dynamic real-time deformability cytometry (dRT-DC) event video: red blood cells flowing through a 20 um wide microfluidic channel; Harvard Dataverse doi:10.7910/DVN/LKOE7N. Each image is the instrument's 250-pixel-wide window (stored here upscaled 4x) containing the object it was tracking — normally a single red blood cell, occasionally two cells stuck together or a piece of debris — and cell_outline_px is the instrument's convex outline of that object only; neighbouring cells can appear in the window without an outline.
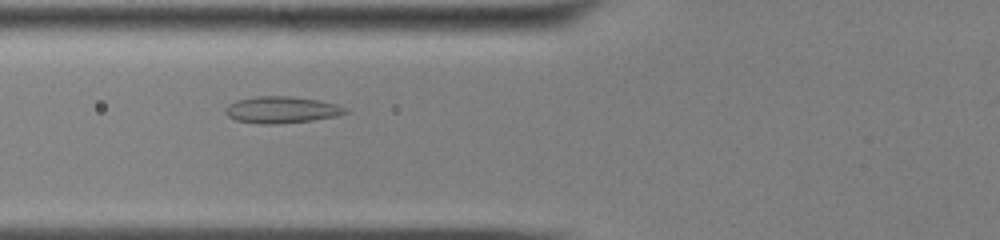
{"species": "common noctule bat (a hibernating species)", "species_latin": "Nyctalus noctula", "temperature_condition": "cold", "stored_images_in_passage": 43, "camera_frame_rate_fps": 3000, "um_per_image_px": 0.085, "animal": {"sex": "male", "body_mass_g": 13.0, "forearm_length_mm": 53.1}, "frame": {"image": 1, "passage_image": 10, "time_ms": 3.0, "image_size_px": [1000, 240], "cell_outline_px": [[348, 112], [336, 116], [312, 120], [272, 124], [264, 124], [236, 120], [228, 116], [224, 112], [224, 108], [228, 104], [236, 100], [256, 96], [292, 96], [316, 100], [336, 104], [348, 108]], "centroid_in_image_um": [23.91, 9.32], "position_along_channel_um": 101.9, "area_um2": 18.55}}
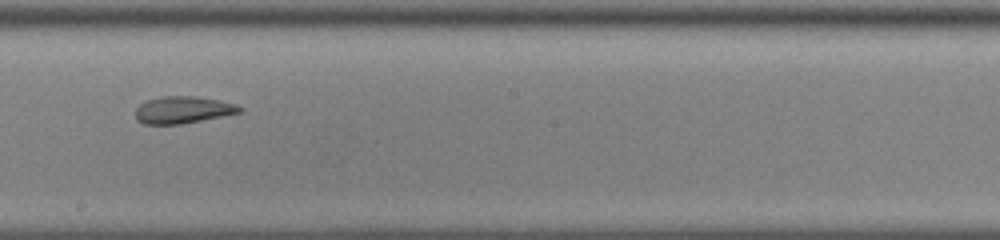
{"frame": {"image": 2, "passage_image": 21, "time_ms": 6.667, "image_size_px": [1000, 240], "cell_outline_px": [[244, 108], [240, 112], [180, 124], [144, 124], [136, 120], [136, 108], [140, 104], [148, 100], [160, 96], [192, 96], [220, 100], [236, 104]], "centroid_in_image_um": [15.52, 9.33], "position_along_channel_um": 232.7, "area_um2": 16.24}}
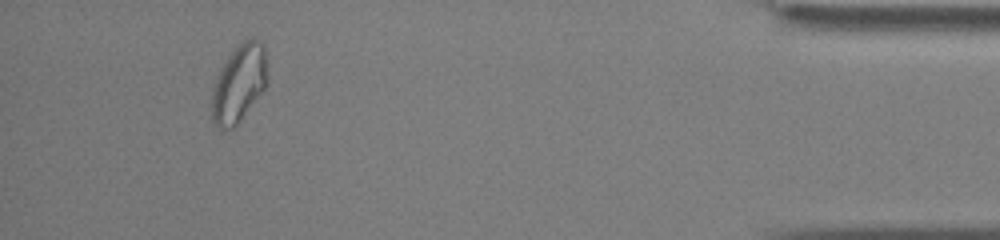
{"frame": {"image": 3, "passage_image": 41, "time_ms": 13.333, "image_size_px": [1000, 240], "cell_outline_px": [[268, 76], [264, 88], [236, 124], [232, 128], [216, 128], [212, 120], [212, 88], [216, 76], [224, 60], [236, 44], [240, 40], [248, 36], [252, 36], [264, 44], [268, 64]], "centroid_in_image_um": [20.31, 6.97], "position_along_channel_um": 414.9, "area_um2": 25.55}}